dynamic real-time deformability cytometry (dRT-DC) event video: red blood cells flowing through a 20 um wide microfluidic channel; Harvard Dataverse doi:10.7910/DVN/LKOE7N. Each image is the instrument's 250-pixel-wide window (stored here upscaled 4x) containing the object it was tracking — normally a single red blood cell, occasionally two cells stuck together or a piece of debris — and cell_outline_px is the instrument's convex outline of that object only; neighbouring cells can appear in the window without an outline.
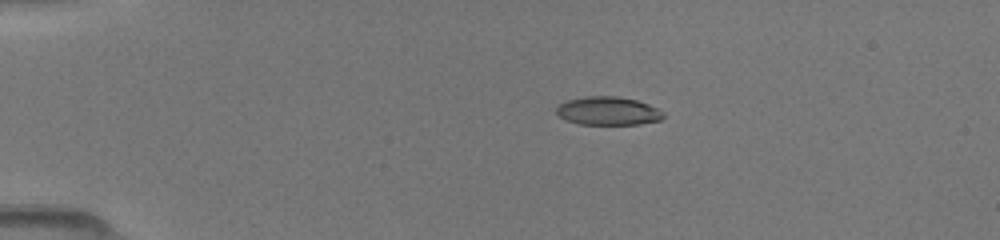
{"species": "common noctule bat (a hibernating species)", "species_latin": "Nyctalus noctula", "temperature_condition": "room temperature", "stored_images_in_passage": 8, "camera_frame_rate_fps": 3000, "um_per_image_px": 0.085, "animal": {"sex": "female", "body_mass_g": 19.5, "forearm_length_mm": 54.1}, "frame": {"image": 1, "passage_image": 1, "time_ms": 0.0, "image_size_px": [1000, 240], "cell_outline_px": [[664, 116], [660, 120], [640, 124], [580, 124], [568, 120], [560, 116], [556, 112], [556, 104], [568, 100], [588, 96], [616, 96], [636, 100], [648, 104], [664, 112]], "centroid_in_image_um": [51.68, 9.42], "position_along_channel_um": 33.3, "area_um2": 17.57}}
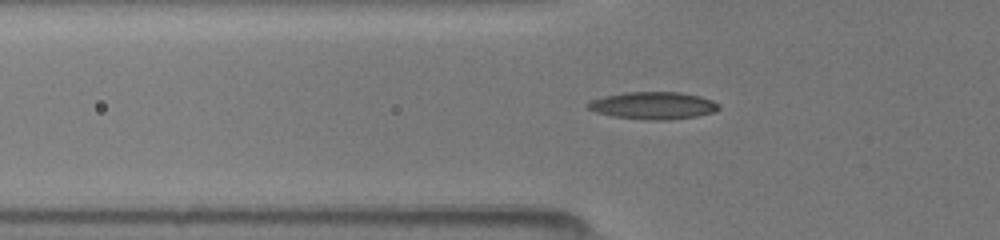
{"frame": {"image": 2, "passage_image": 5, "time_ms": 2.333, "image_size_px": [1000, 240], "cell_outline_px": [[720, 108], [716, 112], [696, 116], [672, 120], [648, 120], [612, 116], [596, 112], [588, 108], [584, 104], [592, 100], [604, 96], [624, 92], [680, 92], [700, 96], [712, 100], [720, 104]], "centroid_in_image_um": [55.54, 8.97], "position_along_channel_um": 70.3, "area_um2": 21.04}}
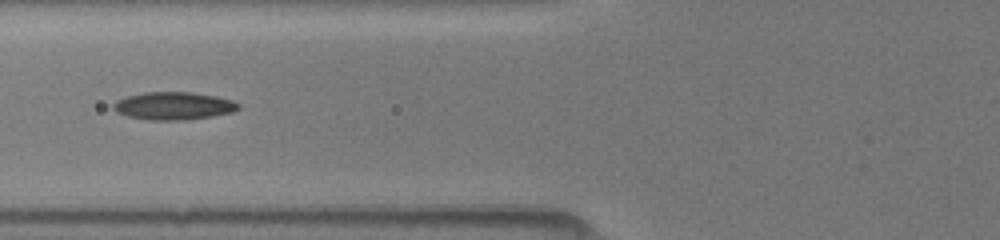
{"frame": {"image": 3, "passage_image": 7, "time_ms": 3.333, "image_size_px": [1000, 240], "cell_outline_px": [[240, 108], [232, 112], [212, 116], [188, 120], [148, 120], [128, 116], [116, 112], [112, 108], [112, 104], [116, 100], [128, 96], [144, 92], [192, 92], [216, 96], [232, 100], [240, 104]], "centroid_in_image_um": [14.75, 9.0], "position_along_channel_um": 111.1, "area_um2": 20.35}}